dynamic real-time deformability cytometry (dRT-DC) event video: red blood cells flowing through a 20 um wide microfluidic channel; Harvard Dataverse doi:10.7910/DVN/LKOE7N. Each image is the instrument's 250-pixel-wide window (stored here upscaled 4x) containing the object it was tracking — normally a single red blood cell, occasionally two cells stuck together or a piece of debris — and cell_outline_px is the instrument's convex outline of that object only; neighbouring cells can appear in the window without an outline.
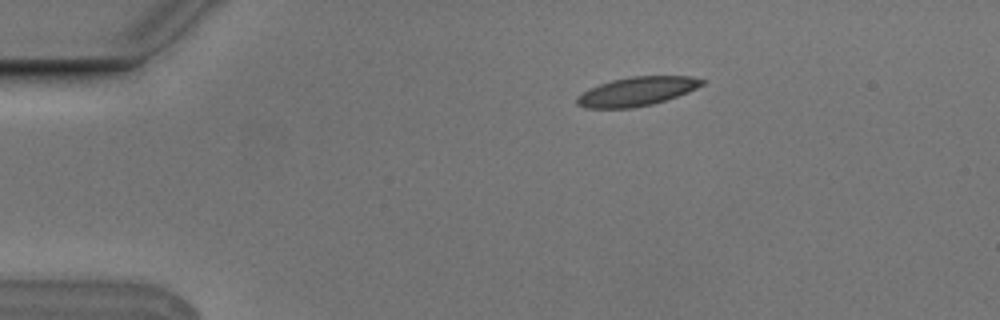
{"species": "Egyptian fruit bat (a non-hibernating species)", "species_latin": "Rousettus aegyptiacus", "temperature_condition": "cold", "stored_images_in_passage": 6, "camera_frame_rate_fps": 3000, "um_per_image_px": 0.085, "animal": {"sex": "male"}, "frame": {"image": 1, "passage_image": 3, "time_ms": 0.667, "image_size_px": [1000, 320], "cell_outline_px": [[704, 84], [688, 92], [652, 104], [632, 108], [584, 108], [576, 104], [576, 96], [588, 88], [612, 80], [632, 76], [692, 76], [704, 80]], "centroid_in_image_um": [54.09, 7.77], "position_along_channel_um": 30.9, "area_um2": 21.04}}
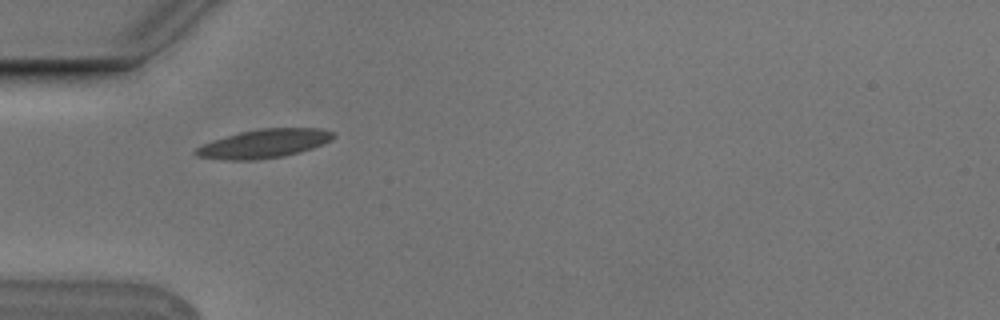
{"frame": {"image": 2, "passage_image": 5, "time_ms": 1.333, "image_size_px": [1000, 320], "cell_outline_px": [[336, 136], [332, 140], [312, 148], [300, 152], [284, 156], [256, 160], [224, 160], [196, 156], [192, 152], [196, 148], [212, 140], [240, 132], [264, 128], [320, 128], [332, 132]], "centroid_in_image_um": [22.43, 12.21], "position_along_channel_um": 62.6, "area_um2": 23.0}}